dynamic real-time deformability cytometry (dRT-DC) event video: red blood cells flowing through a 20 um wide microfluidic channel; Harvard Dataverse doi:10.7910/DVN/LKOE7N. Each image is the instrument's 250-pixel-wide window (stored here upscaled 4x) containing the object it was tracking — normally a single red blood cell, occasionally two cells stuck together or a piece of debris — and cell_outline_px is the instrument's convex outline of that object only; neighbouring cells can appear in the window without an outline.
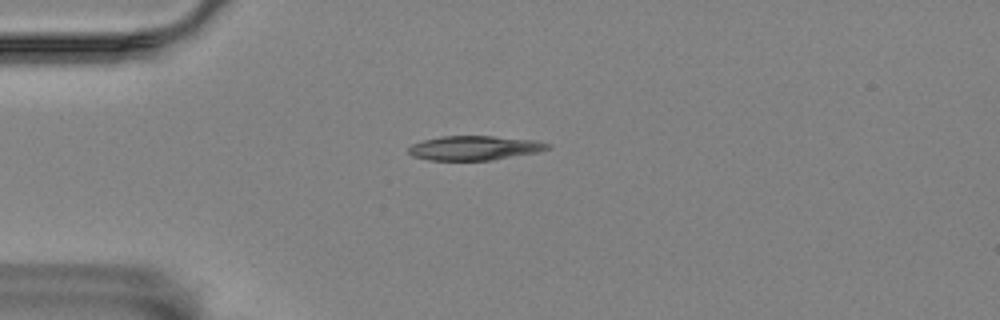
{"species": "Egyptian fruit bat (a non-hibernating species)", "species_latin": "Rousettus aegyptiacus", "temperature_condition": "room temperature", "stored_images_in_passage": 45, "camera_frame_rate_fps": 3000, "um_per_image_px": 0.085, "animal": {"sex": "female"}, "frame": {"image": 1, "passage_image": 3, "time_ms": 0.667, "image_size_px": [1000, 320], "cell_outline_px": [[552, 148], [536, 152], [492, 160], [428, 160], [412, 156], [408, 152], [408, 148], [412, 144], [424, 140], [440, 136], [492, 136], [536, 140], [552, 144]], "centroid_in_image_um": [40.34, 12.57], "position_along_channel_um": 44.7, "area_um2": 19.77}}
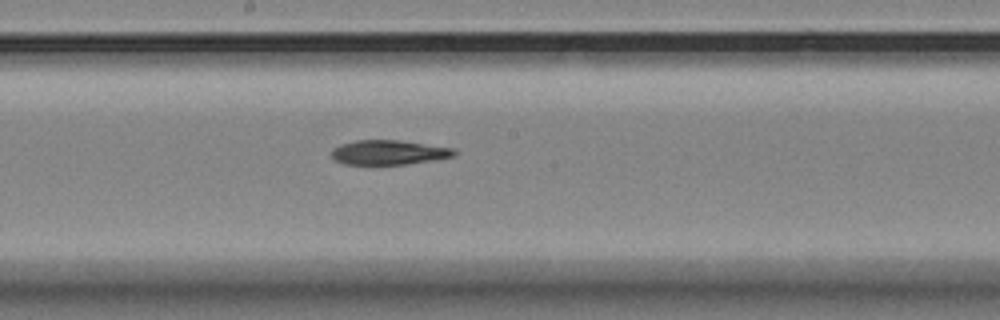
{"frame": {"image": 2, "passage_image": 19, "time_ms": 6.0, "image_size_px": [1000, 320], "cell_outline_px": [[456, 156], [436, 160], [404, 164], [344, 164], [332, 160], [332, 148], [340, 144], [356, 140], [396, 140], [456, 148]], "centroid_in_image_um": [33.05, 12.95], "position_along_channel_um": 215.2, "area_um2": 17.69}}
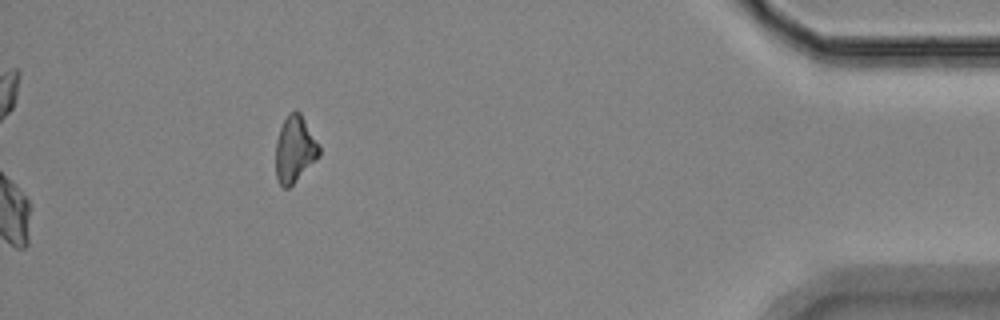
{"frame": {"image": 3, "passage_image": 40, "time_ms": 13.0, "image_size_px": [1000, 320], "cell_outline_px": [[320, 156], [288, 188], [284, 188], [276, 180], [276, 140], [280, 128], [288, 112], [296, 108], [300, 112], [320, 144]], "centroid_in_image_um": [25.06, 12.65], "position_along_channel_um": 410.1, "area_um2": 16.99}}